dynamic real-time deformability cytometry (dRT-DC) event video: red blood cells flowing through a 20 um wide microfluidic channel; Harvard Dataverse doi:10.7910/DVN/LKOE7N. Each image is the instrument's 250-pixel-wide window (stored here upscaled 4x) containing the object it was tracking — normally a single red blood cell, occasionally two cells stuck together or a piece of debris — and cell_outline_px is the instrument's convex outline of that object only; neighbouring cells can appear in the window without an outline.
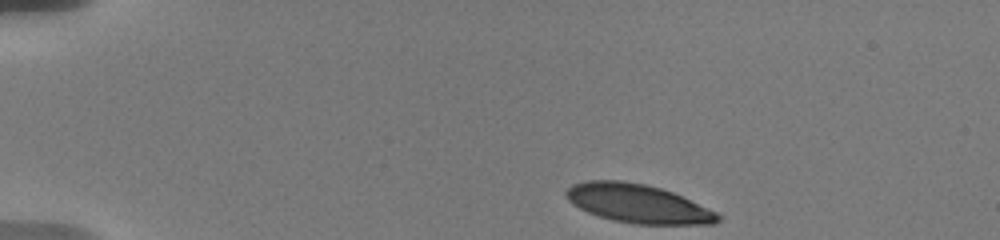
{"species": "human", "species_latin": "Homo sapiens", "temperature_condition": "warm", "stored_images_in_passage": 42, "camera_frame_rate_fps": 3000, "um_per_image_px": 0.085, "donor": {"sex": "male"}, "frame": {"image": 1, "passage_image": 1, "time_ms": 0.0, "image_size_px": [1000, 240], "cell_outline_px": [[724, 216], [716, 224], [636, 224], [612, 220], [588, 212], [572, 204], [564, 196], [564, 192], [572, 184], [588, 180], [624, 180], [644, 184], [660, 188], [672, 192], [716, 212]], "centroid_in_image_um": [54.2, 17.3], "position_along_channel_um": 30.8, "area_um2": 34.16}}
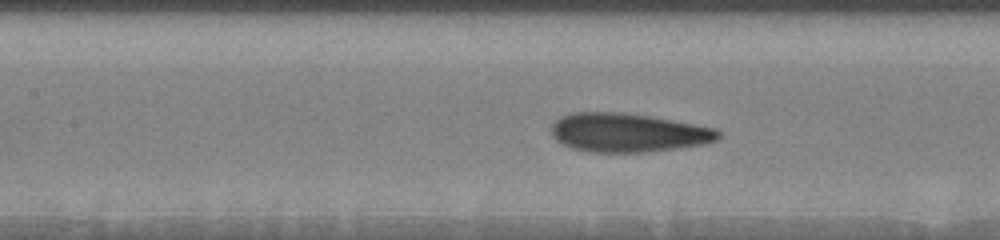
{"frame": {"image": 2, "passage_image": 20, "time_ms": 5.667, "image_size_px": [1000, 240], "cell_outline_px": [[724, 132], [716, 140], [704, 144], [676, 148], [644, 152], [592, 152], [572, 148], [556, 140], [552, 136], [552, 124], [560, 116], [572, 112], [624, 112], [652, 116], [720, 128]], "centroid_in_image_um": [53.43, 11.26], "position_along_channel_um": 154.0, "area_um2": 38.15}}
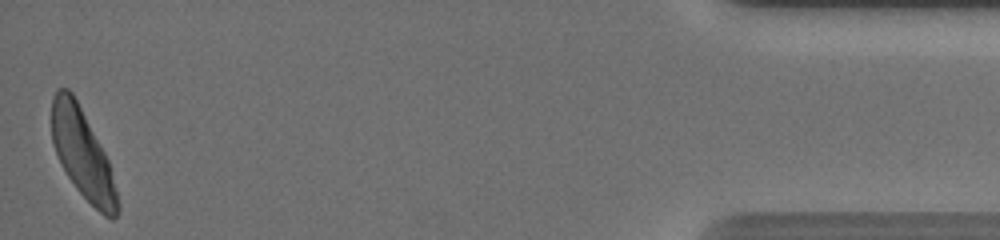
{"frame": {"image": 3, "passage_image": 42, "time_ms": 15.333, "image_size_px": [1000, 240], "cell_outline_px": [[120, 208], [116, 216], [112, 220], [104, 216], [76, 188], [68, 176], [52, 144], [52, 96], [56, 88], [68, 88], [72, 92], [104, 152], [108, 160], [120, 204]], "centroid_in_image_um": [7.02, 13.09], "position_along_channel_um": 428.2, "area_um2": 33.52}, "authors_computed_cell_mechanics": {"area_um2": 37.4544, "velocity_mm_per_s": 3.5976, "shape_relaxation_time_tau1_ms": 4.2756, "shape_relaxation_time_tau2_ms": 1.0419, "deformation_change_tau1": 0.1685, "deformation_change_tau2": 0.0748}}